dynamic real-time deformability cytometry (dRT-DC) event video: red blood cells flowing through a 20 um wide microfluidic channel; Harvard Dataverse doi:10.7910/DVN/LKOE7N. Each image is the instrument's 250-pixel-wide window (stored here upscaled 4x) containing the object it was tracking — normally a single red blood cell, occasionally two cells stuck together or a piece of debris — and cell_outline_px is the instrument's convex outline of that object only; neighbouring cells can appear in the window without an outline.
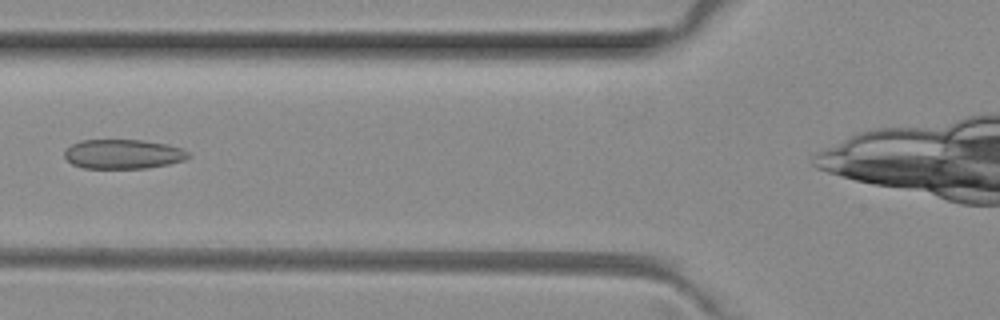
{"species": "common noctule bat (a hibernating species)", "species_latin": "Nyctalus noctula", "temperature_condition": "room temperature", "stored_images_in_passage": 3, "camera_frame_rate_fps": 3000, "um_per_image_px": 0.085, "animal": {"sex": "female", "body_mass_g": 29.2, "forearm_length_mm": 56.3}, "frame": {"image": 1, "passage_image": 3, "time_ms": 0.667, "image_size_px": [1000, 320], "cell_outline_px": [[192, 156], [184, 160], [168, 164], [148, 168], [84, 168], [72, 164], [64, 156], [64, 152], [72, 144], [80, 140], [144, 140], [168, 144], [180, 148], [188, 152]], "centroid_in_image_um": [10.48, 13.09], "position_along_channel_um": 115.3, "area_um2": 21.27}}